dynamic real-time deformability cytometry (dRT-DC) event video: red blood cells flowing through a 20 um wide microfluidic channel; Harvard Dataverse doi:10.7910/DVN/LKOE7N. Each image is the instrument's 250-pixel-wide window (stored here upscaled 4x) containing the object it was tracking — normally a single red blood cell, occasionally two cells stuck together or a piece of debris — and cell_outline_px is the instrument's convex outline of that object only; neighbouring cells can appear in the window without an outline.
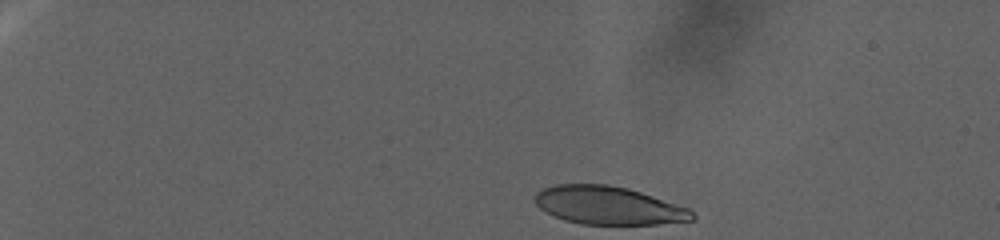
{"species": "human", "species_latin": "Homo sapiens", "temperature_condition": "warm", "stored_images_in_passage": 80, "camera_frame_rate_fps": 3000, "um_per_image_px": 0.085, "donor": {"sex": "female"}, "frame": {"image": 1, "passage_image": 1, "time_ms": 0.0, "image_size_px": [1000, 240], "cell_outline_px": [[696, 216], [692, 220], [656, 224], [580, 224], [564, 220], [552, 216], [540, 208], [536, 204], [536, 192], [544, 188], [556, 184], [608, 184], [628, 188], [688, 208]], "centroid_in_image_um": [51.68, 17.46], "position_along_channel_um": 33.3, "area_um2": 34.74}}
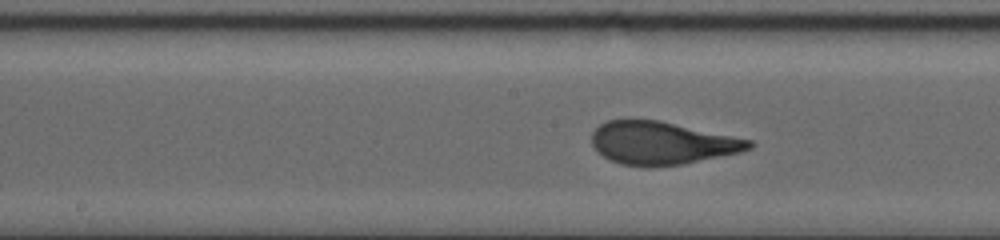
{"frame": {"image": 2, "passage_image": 43, "time_ms": 14.0, "image_size_px": [1000, 240], "cell_outline_px": [[756, 144], [752, 148], [740, 152], [680, 164], [644, 168], [620, 164], [608, 160], [592, 144], [592, 132], [600, 124], [608, 120], [628, 116], [660, 120], [752, 140]], "centroid_in_image_um": [56.21, 12.13], "position_along_channel_um": 192.0, "area_um2": 40.0}}
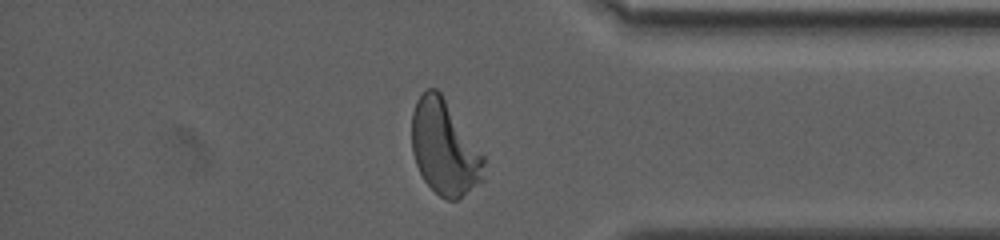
{"frame": {"image": 3, "passage_image": 75, "time_ms": 24.667, "image_size_px": [1000, 240], "cell_outline_px": [[484, 180], [456, 200], [448, 200], [440, 196], [424, 180], [416, 164], [412, 152], [412, 112], [416, 100], [428, 88], [436, 88], [440, 92], [484, 156]], "centroid_in_image_um": [37.77, 12.57], "position_along_channel_um": 397.4, "area_um2": 39.36}}